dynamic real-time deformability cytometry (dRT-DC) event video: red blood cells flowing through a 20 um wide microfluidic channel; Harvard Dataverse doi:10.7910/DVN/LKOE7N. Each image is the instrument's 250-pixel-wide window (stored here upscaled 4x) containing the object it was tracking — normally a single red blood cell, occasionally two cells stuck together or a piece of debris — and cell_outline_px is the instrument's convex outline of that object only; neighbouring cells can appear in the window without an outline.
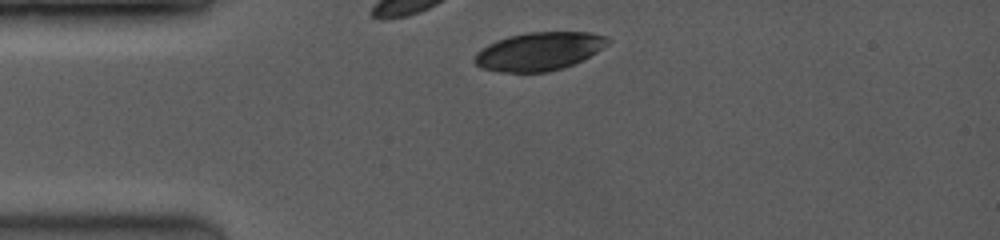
{"species": "common noctule bat (a hibernating species)", "species_latin": "Nyctalus noctula", "temperature_condition": "room temperature", "stored_images_in_passage": 5, "camera_frame_rate_fps": 3500, "um_per_image_px": 0.085, "animal": {"sex": "female", "body_mass_g": 19.0, "forearm_length_mm": 53.3}, "frame": {"image": 1, "passage_image": 1, "time_ms": 0.0, "image_size_px": [1000, 240], "cell_outline_px": [[612, 40], [608, 44], [596, 52], [564, 68], [548, 72], [500, 72], [480, 68], [472, 60], [476, 52], [488, 44], [496, 40], [508, 36], [528, 32], [588, 32], [608, 36]], "centroid_in_image_um": [45.79, 4.36], "position_along_channel_um": 39.2, "area_um2": 29.82}}